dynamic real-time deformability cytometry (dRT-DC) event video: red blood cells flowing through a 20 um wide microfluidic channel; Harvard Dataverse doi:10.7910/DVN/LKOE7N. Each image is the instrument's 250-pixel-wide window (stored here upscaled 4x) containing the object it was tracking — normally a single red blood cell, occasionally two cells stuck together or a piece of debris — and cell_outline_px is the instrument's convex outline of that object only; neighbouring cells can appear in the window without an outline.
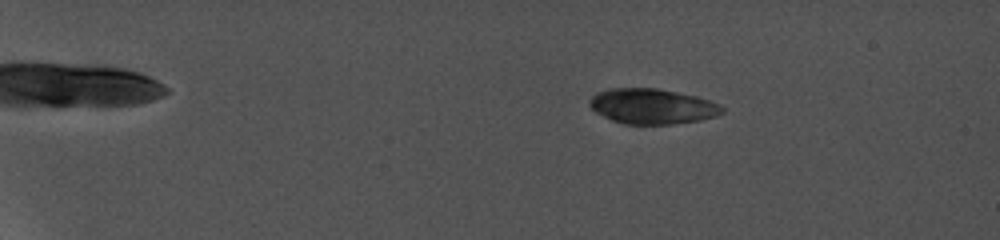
{"species": "common noctule bat (a hibernating species)", "species_latin": "Nyctalus noctula", "temperature_condition": "cold", "stored_images_in_passage": 8, "camera_frame_rate_fps": 5000, "um_per_image_px": 0.085, "animal": {"sex": "female", "body_mass_g": 19.0, "forearm_length_mm": 56.7}, "frame": {"image": 1, "passage_image": 4, "time_ms": 2.6, "image_size_px": [1000, 240], "cell_outline_px": [[724, 112], [716, 116], [700, 120], [668, 124], [624, 124], [612, 120], [596, 112], [588, 104], [588, 100], [596, 92], [608, 88], [656, 88], [696, 96], [720, 104], [724, 108]], "centroid_in_image_um": [55.42, 9.03], "position_along_channel_um": 29.6, "area_um2": 27.22}}